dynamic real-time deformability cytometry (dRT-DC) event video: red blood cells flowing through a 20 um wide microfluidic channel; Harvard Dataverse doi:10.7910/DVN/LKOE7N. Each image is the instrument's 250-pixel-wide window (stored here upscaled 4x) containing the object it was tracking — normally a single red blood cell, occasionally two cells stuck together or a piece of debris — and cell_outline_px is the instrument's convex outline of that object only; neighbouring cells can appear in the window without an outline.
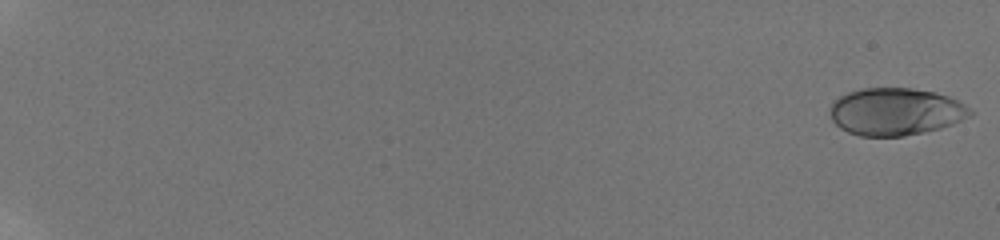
{"species": "human", "species_latin": "Homo sapiens", "temperature_condition": "room temperature", "stored_images_in_passage": 58, "camera_frame_rate_fps": 3000, "um_per_image_px": 0.085, "donor": {"sex": "male"}, "frame": {"image": 1, "passage_image": 1, "time_ms": 0.0, "image_size_px": [1000, 240], "cell_outline_px": [[972, 112], [968, 116], [952, 124], [940, 128], [924, 132], [904, 136], [860, 136], [848, 132], [840, 128], [832, 120], [828, 112], [832, 100], [848, 92], [864, 88], [912, 88], [936, 92], [948, 96], [964, 104]], "centroid_in_image_um": [76.07, 9.48], "position_along_channel_um": 8.9, "area_um2": 38.73}}
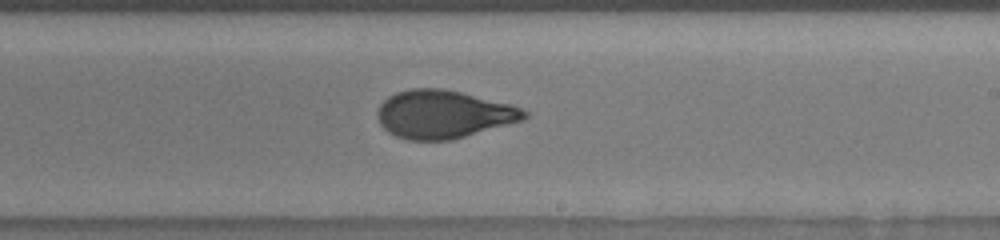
{"frame": {"image": 2, "passage_image": 39, "time_ms": 12.667, "image_size_px": [1000, 240], "cell_outline_px": [[528, 116], [524, 120], [452, 140], [408, 140], [396, 136], [388, 132], [380, 124], [376, 116], [376, 112], [380, 104], [388, 96], [396, 92], [412, 88], [440, 88], [460, 92], [512, 104], [528, 112]], "centroid_in_image_um": [37.68, 9.71], "position_along_channel_um": 251.3, "area_um2": 41.27}}
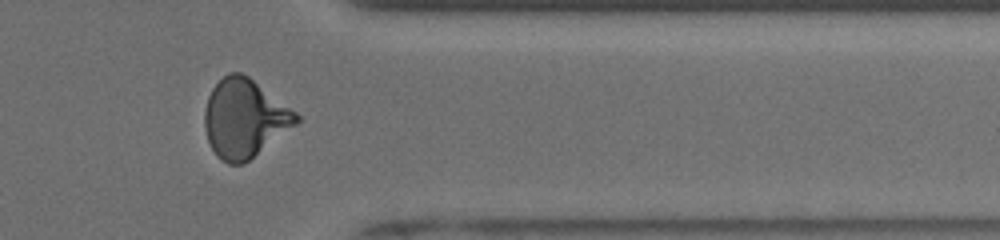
{"frame": {"image": 3, "passage_image": 50, "time_ms": 16.333, "image_size_px": [1000, 240], "cell_outline_px": [[300, 120], [296, 124], [244, 164], [228, 164], [220, 160], [216, 156], [208, 140], [204, 128], [204, 112], [208, 96], [212, 88], [228, 72], [240, 72], [248, 76], [296, 112], [300, 116]], "centroid_in_image_um": [20.75, 10.07], "position_along_channel_um": 390.6, "area_um2": 41.62}, "authors_computed_cell_mechanics": {"area_um2": 39.882, "velocity_mm_per_s": 3.8791, "shape_relaxation_time_tau1_ms": 6.2235, "shape_relaxation_time_tau2_ms": null, "deformation_change_tau1": 0.225, "deformation_change_tau2": null}}